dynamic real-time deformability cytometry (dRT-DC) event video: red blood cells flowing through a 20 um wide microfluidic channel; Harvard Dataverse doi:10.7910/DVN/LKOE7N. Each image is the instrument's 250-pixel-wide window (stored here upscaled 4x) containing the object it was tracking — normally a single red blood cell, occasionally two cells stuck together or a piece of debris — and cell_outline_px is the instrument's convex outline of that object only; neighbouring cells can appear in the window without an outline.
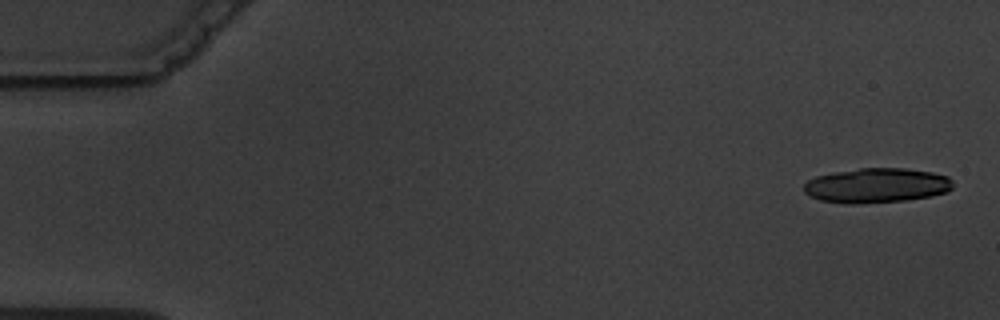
{"species": "common noctule bat (a hibernating species)", "species_latin": "Nyctalus noctula", "temperature_condition": "warm", "stored_images_in_passage": 5, "camera_frame_rate_fps": 3000, "um_per_image_px": 0.085, "animal": {"sex": "male", "body_mass_g": 19.5, "forearm_length_mm": 54.6}, "frame": {"image": 1, "passage_image": 1, "time_ms": 0.0, "image_size_px": [1000, 320], "cell_outline_px": [[952, 188], [944, 192], [932, 196], [904, 200], [852, 204], [848, 204], [820, 200], [804, 192], [804, 184], [808, 180], [816, 176], [836, 172], [860, 168], [904, 168], [932, 172], [948, 176], [952, 180]], "centroid_in_image_um": [74.51, 15.76], "position_along_channel_um": 10.5, "area_um2": 29.94}}